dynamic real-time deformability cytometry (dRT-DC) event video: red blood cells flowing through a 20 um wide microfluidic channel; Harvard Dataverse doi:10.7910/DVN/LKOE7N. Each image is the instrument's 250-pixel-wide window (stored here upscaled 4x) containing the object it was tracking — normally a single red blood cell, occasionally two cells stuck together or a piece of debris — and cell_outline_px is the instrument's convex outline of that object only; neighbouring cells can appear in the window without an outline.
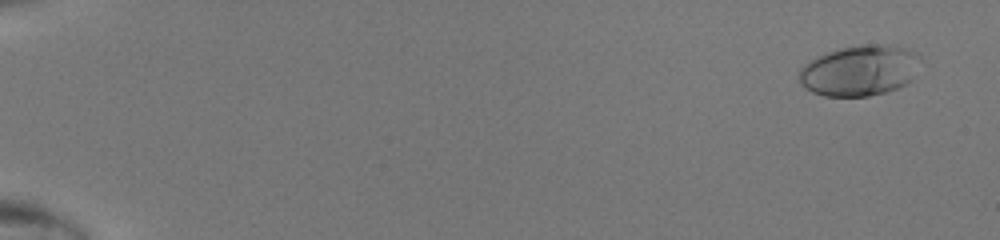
{"species": "human", "species_latin": "Homo sapiens", "temperature_condition": "room temperature", "stored_images_in_passage": 50, "camera_frame_rate_fps": 3000, "um_per_image_px": 0.085, "donor": {"sex": "male"}, "frame": {"image": 1, "passage_image": 4, "time_ms": 1.0, "image_size_px": [1000, 240], "cell_outline_px": [[912, 56], [908, 80], [904, 84], [896, 88], [884, 92], [868, 96], [824, 96], [812, 92], [800, 84], [800, 68], [804, 64], [828, 52], [840, 48], [860, 44], [892, 44], [904, 48], [912, 52]], "centroid_in_image_um": [72.89, 6.0], "position_along_channel_um": 12.1, "area_um2": 34.28}}
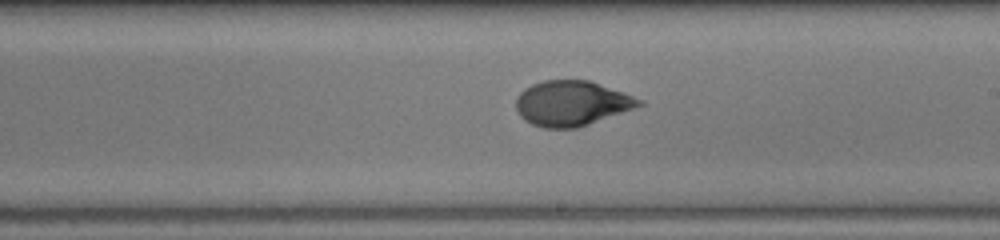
{"frame": {"image": 2, "passage_image": 32, "time_ms": 10.333, "image_size_px": [1000, 240], "cell_outline_px": [[644, 104], [588, 124], [576, 128], [544, 128], [532, 124], [524, 120], [520, 116], [516, 108], [516, 96], [524, 88], [532, 84], [544, 80], [588, 80], [624, 92], [644, 100]], "centroid_in_image_um": [48.56, 8.77], "position_along_channel_um": 240.4, "area_um2": 32.19}}
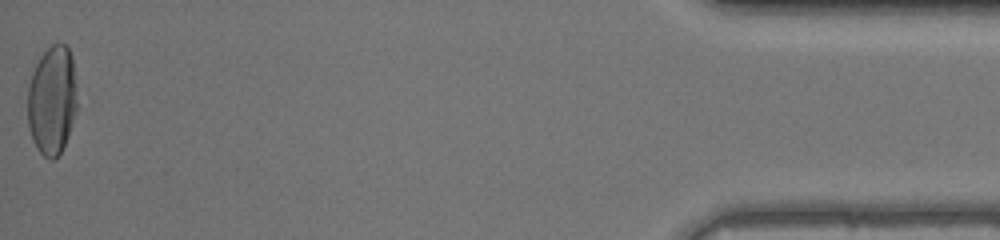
{"frame": {"image": 3, "passage_image": 50, "time_ms": 16.333, "image_size_px": [1000, 240], "cell_outline_px": [[76, 108], [68, 136], [60, 152], [52, 160], [48, 160], [36, 148], [32, 140], [28, 128], [28, 84], [32, 72], [40, 56], [52, 44], [64, 44], [68, 48], [72, 56], [76, 104]], "centroid_in_image_um": [4.39, 8.54], "position_along_channel_um": 430.8, "area_um2": 31.15}}